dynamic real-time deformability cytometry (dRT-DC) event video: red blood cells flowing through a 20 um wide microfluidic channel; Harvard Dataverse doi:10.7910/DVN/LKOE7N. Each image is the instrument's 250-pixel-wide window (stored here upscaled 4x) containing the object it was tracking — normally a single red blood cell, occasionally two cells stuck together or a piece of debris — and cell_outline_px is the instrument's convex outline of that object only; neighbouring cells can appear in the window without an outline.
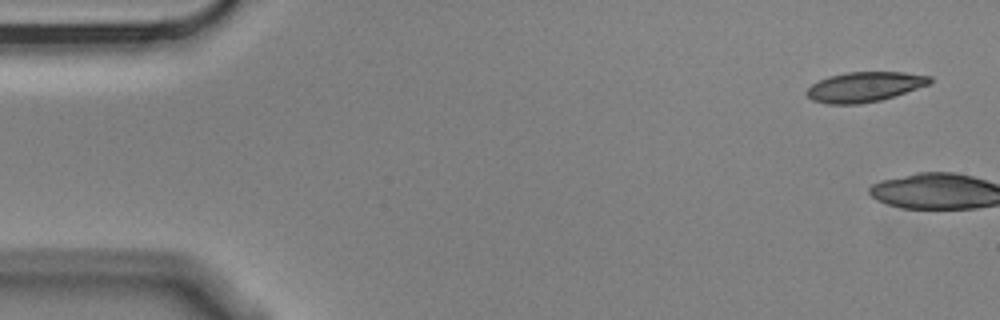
{"species": "Egyptian fruit bat (a non-hibernating species)", "species_latin": "Rousettus aegyptiacus", "temperature_condition": "cold", "stored_images_in_passage": 4, "camera_frame_rate_fps": 3000, "um_per_image_px": 0.085, "animal": {"sex": "male"}, "frame": {"image": 1, "passage_image": 1, "time_ms": 0.0, "image_size_px": [1000, 320], "cell_outline_px": [[932, 80], [928, 84], [880, 100], [860, 104], [828, 104], [812, 100], [804, 92], [812, 84], [828, 76], [848, 72], [904, 72], [932, 76]], "centroid_in_image_um": [73.44, 7.38], "position_along_channel_um": 11.6, "area_um2": 21.27}}